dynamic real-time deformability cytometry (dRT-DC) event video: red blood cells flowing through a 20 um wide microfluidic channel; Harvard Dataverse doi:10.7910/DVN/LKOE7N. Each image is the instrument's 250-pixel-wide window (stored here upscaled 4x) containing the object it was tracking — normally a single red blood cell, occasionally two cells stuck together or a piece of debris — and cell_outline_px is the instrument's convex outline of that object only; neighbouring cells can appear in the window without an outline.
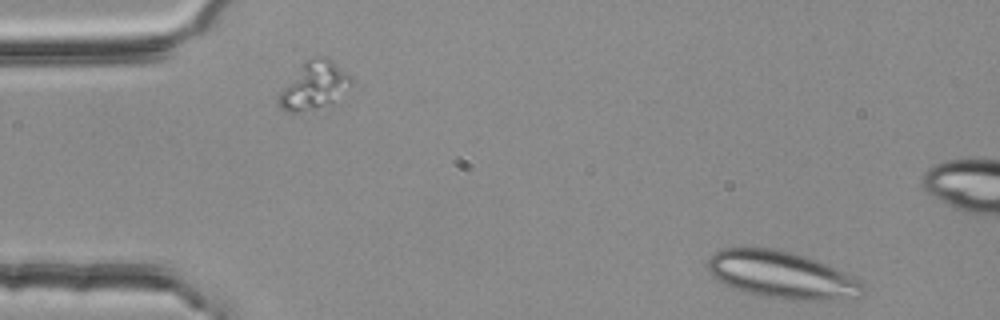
{"species": "common noctule bat (a hibernating species)", "species_latin": "Nyctalus noctula", "temperature_condition": "room temperature", "stored_images_in_passage": 3, "segment_of_instrument_passage": [2, 2], "camera_frame_rate_fps": 3000, "um_per_image_px": 0.085, "animal": {"sex": "female", "body_mass_g": 25.1}, "frame": {"image": 1, "passage_image": 3, "time_ms": 0.667, "image_size_px": [1000, 320], "cell_outline_px": [[864, 292], [860, 296], [824, 300], [788, 300], [744, 292], [724, 284], [712, 276], [708, 272], [708, 260], [720, 248], [776, 248], [808, 256], [828, 264], [856, 276], [864, 280]], "centroid_in_image_um": [66.5, 23.36], "position_along_channel_um": 18.5, "area_um2": 43.06}}